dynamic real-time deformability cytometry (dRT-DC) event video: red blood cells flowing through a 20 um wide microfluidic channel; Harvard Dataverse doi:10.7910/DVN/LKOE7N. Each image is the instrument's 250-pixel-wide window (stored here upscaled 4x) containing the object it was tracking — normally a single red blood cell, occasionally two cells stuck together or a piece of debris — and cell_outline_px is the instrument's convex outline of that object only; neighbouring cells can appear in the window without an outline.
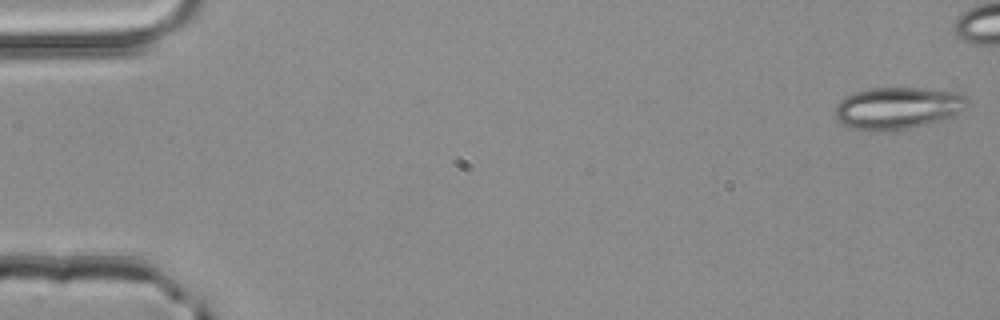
{"species": "common noctule bat (a hibernating species)", "species_latin": "Nyctalus noctula", "temperature_condition": "room temperature", "stored_images_in_passage": 45, "camera_frame_rate_fps": 3000, "um_per_image_px": 0.085, "animal": {"sex": "male", "body_mass_g": 20.4}, "frame": {"image": 1, "passage_image": 1, "time_ms": 0.0, "image_size_px": [1000, 320], "cell_outline_px": [[972, 104], [956, 116], [944, 120], [908, 128], [880, 132], [868, 132], [852, 128], [840, 124], [836, 116], [836, 104], [844, 96], [856, 92], [872, 88], [924, 88], [956, 92], [972, 100]], "centroid_in_image_um": [76.35, 9.2], "position_along_channel_um": 8.6, "area_um2": 33.06}}
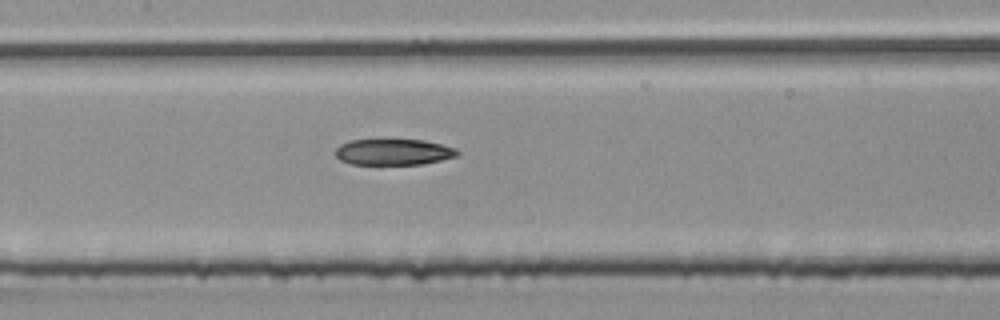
{"frame": {"image": 2, "passage_image": 25, "time_ms": 8.0, "image_size_px": [1000, 320], "cell_outline_px": [[460, 152], [456, 156], [440, 160], [420, 164], [352, 164], [340, 160], [336, 156], [336, 148], [340, 144], [348, 140], [424, 140], [456, 148]], "centroid_in_image_um": [33.43, 12.91], "position_along_channel_um": 174.0, "area_um2": 18.38}}
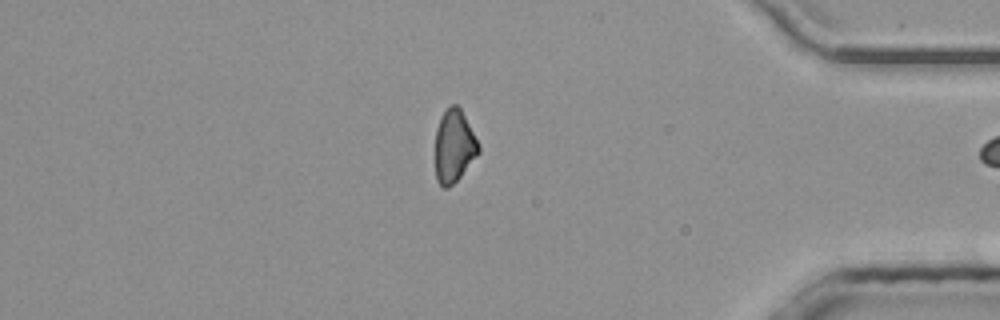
{"frame": {"image": 3, "passage_image": 44, "time_ms": 14.333, "image_size_px": [1000, 320], "cell_outline_px": [[480, 152], [460, 176], [448, 188], [444, 188], [436, 180], [436, 128], [440, 116], [444, 108], [452, 104], [456, 104], [460, 108], [480, 148]], "centroid_in_image_um": [38.57, 12.4], "position_along_channel_um": 396.6, "area_um2": 18.09}}